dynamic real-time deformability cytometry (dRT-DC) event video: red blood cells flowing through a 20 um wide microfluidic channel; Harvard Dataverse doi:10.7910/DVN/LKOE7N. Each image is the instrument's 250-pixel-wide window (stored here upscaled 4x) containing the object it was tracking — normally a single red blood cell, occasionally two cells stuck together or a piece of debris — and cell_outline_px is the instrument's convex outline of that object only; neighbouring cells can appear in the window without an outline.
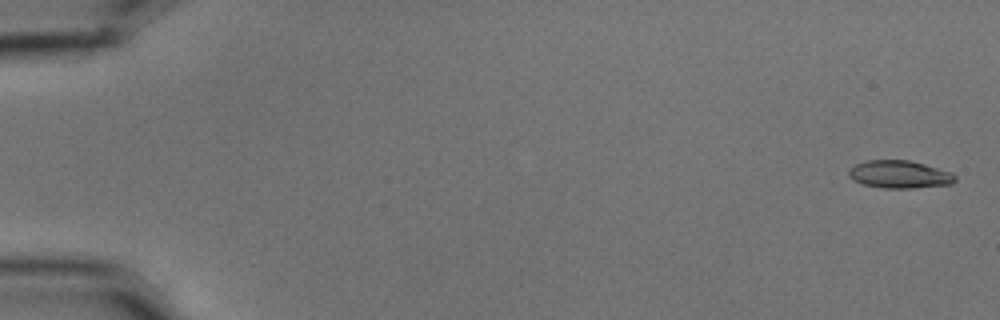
{"species": "common noctule bat (a hibernating species)", "species_latin": "Nyctalus noctula", "temperature_condition": "cold", "stored_images_in_passage": 7, "camera_frame_rate_fps": 3000, "um_per_image_px": 0.085, "animal": {"sex": "male", "body_mass_g": 15.6}, "frame": {"image": 1, "passage_image": 1, "time_ms": 0.0, "image_size_px": [1000, 320], "cell_outline_px": [[956, 180], [952, 184], [912, 188], [884, 188], [864, 184], [852, 180], [848, 176], [848, 172], [856, 164], [868, 160], [908, 160], [924, 164], [952, 172], [956, 176]], "centroid_in_image_um": [76.48, 14.82], "position_along_channel_um": 8.5, "area_um2": 17.11}}
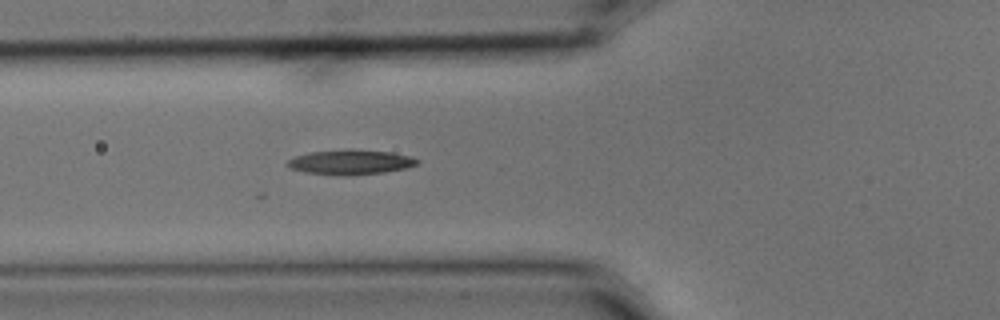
{"frame": {"image": 2, "passage_image": 6, "time_ms": 1.667, "image_size_px": [1000, 320], "cell_outline_px": [[420, 160], [416, 164], [404, 168], [384, 172], [352, 176], [332, 176], [304, 172], [288, 168], [284, 164], [288, 160], [296, 156], [312, 152], [352, 148], [392, 152], [412, 156]], "centroid_in_image_um": [29.76, 13.79], "position_along_channel_um": 96.0, "area_um2": 19.25}}